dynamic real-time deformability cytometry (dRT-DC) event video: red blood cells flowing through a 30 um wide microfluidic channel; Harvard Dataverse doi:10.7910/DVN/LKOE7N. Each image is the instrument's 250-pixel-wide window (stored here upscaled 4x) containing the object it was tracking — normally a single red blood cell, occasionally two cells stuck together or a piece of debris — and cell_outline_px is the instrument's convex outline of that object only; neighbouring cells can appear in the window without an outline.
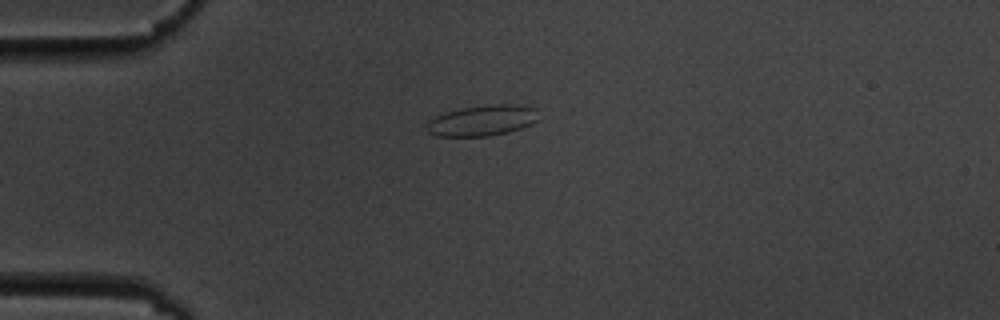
{"species": "common noctule bat (a hibernating species)", "species_latin": "Nyctalus noctula", "temperature_condition": "cold", "stored_images_in_passage": 6, "camera_frame_rate_fps": 3000, "um_per_image_px": 0.085, "animal": {"sex": "male", "body_mass_g": 19.5, "forearm_length_mm": 54.6}, "frame": {"image": 1, "passage_image": 6, "time_ms": 5.667, "image_size_px": [1000, 320], "cell_outline_px": [[540, 120], [532, 124], [508, 132], [488, 136], [436, 136], [428, 132], [424, 128], [424, 124], [428, 120], [444, 112], [460, 108], [488, 104], [512, 104], [536, 108]], "centroid_in_image_um": [40.97, 10.24], "position_along_channel_um": 44.0, "area_um2": 20.4}}